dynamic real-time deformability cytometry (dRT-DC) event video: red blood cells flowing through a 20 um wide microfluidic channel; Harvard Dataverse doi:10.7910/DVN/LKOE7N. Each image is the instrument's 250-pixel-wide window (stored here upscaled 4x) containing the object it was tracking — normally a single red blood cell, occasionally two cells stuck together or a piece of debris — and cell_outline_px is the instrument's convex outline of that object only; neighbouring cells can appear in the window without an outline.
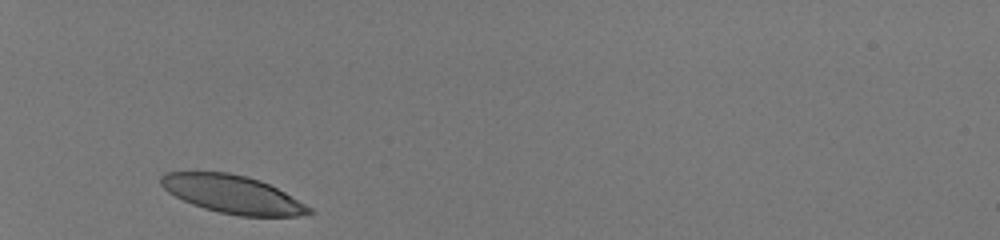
{"species": "human", "species_latin": "Homo sapiens", "temperature_condition": "room temperature", "stored_images_in_passage": 28, "camera_frame_rate_fps": 3000, "um_per_image_px": 0.085, "donor": {"sex": "male"}, "frame": {"image": 1, "passage_image": 1, "time_ms": 0.0, "image_size_px": [1000, 240], "cell_outline_px": [[312, 212], [296, 216], [240, 216], [220, 212], [204, 208], [192, 204], [168, 192], [160, 184], [160, 176], [164, 172], [228, 172], [248, 176], [260, 180], [284, 192], [312, 208]], "centroid_in_image_um": [19.73, 16.5], "position_along_channel_um": 65.3, "area_um2": 32.54}}
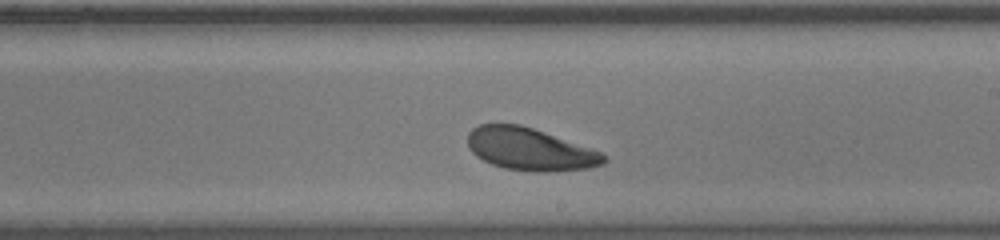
{"frame": {"image": 2, "passage_image": 16, "time_ms": 5.0, "image_size_px": [1000, 240], "cell_outline_px": [[608, 160], [604, 164], [588, 168], [548, 172], [532, 172], [504, 168], [492, 164], [476, 156], [468, 148], [468, 132], [472, 128], [480, 124], [520, 124], [544, 132], [600, 152], [608, 156]], "centroid_in_image_um": [45.03, 12.69], "position_along_channel_um": 244.0, "area_um2": 33.52}}
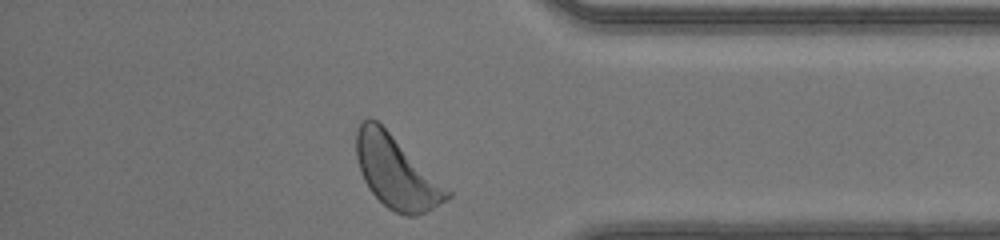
{"frame": {"image": 3, "passage_image": 28, "time_ms": 9.0, "image_size_px": [1000, 240], "cell_outline_px": [[452, 196], [448, 200], [416, 216], [404, 216], [388, 208], [368, 188], [360, 172], [356, 156], [356, 132], [360, 124], [368, 116], [376, 120], [452, 192]], "centroid_in_image_um": [33.67, 14.65], "position_along_channel_um": 401.5, "area_um2": 37.69}, "authors_computed_cell_mechanics": {"area_um2": 34.7667, "velocity_mm_per_s": 4.1031, "shape_relaxation_time_tau1_ms": 2.8537, "shape_relaxation_time_tau2_ms": 11.1878, "deformation_change_tau1": 0.1389, "deformation_change_tau2": 0.232}}